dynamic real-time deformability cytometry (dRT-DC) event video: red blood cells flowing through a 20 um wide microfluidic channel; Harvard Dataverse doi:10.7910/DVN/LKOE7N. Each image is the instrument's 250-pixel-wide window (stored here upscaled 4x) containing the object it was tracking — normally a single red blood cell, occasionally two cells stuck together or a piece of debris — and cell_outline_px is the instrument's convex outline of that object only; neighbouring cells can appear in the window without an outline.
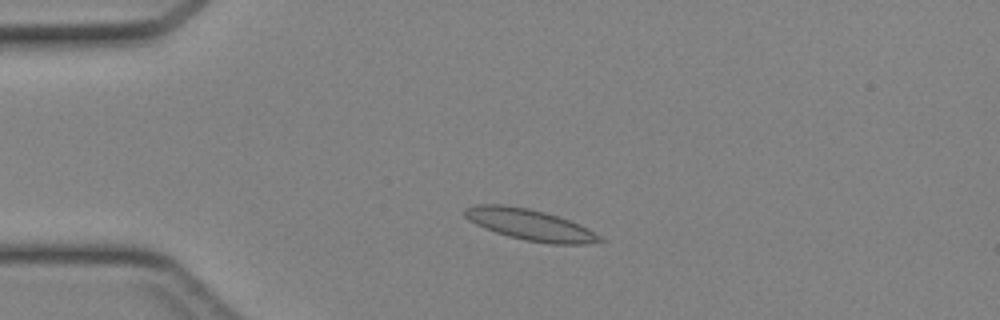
{"species": "Egyptian fruit bat (a non-hibernating species)", "species_latin": "Rousettus aegyptiacus", "temperature_condition": "cold", "stored_images_in_passage": 42, "camera_frame_rate_fps": 3000, "um_per_image_px": 0.085, "animal": {"sex": "female"}, "frame": {"image": 1, "passage_image": 8, "time_ms": 2.333, "image_size_px": [1000, 320], "cell_outline_px": [[604, 240], [584, 244], [552, 244], [524, 240], [508, 236], [496, 232], [476, 224], [468, 220], [464, 216], [464, 208], [476, 204], [504, 204], [528, 208], [544, 212], [580, 224], [588, 228], [600, 236]], "centroid_in_image_um": [45.01, 19.09], "position_along_channel_um": 40.0, "area_um2": 24.33}}
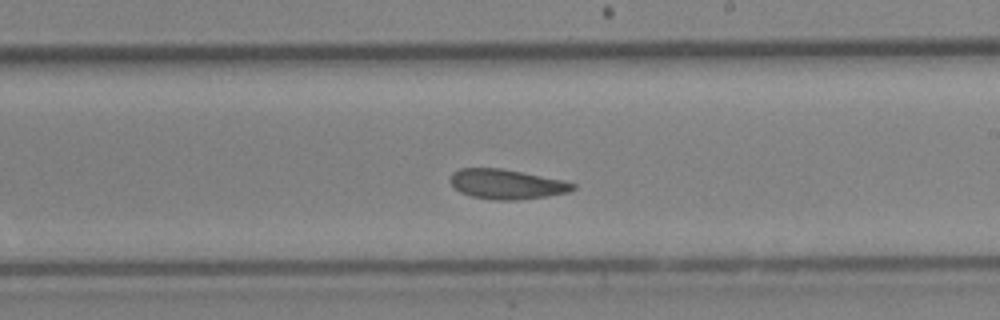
{"frame": {"image": 2, "passage_image": 24, "time_ms": 7.667, "image_size_px": [1000, 320], "cell_outline_px": [[576, 188], [568, 192], [544, 196], [516, 200], [496, 200], [472, 196], [460, 192], [452, 184], [452, 172], [460, 168], [500, 168], [564, 180], [576, 184]], "centroid_in_image_um": [43.08, 15.65], "position_along_channel_um": 245.9, "area_um2": 20.98}}
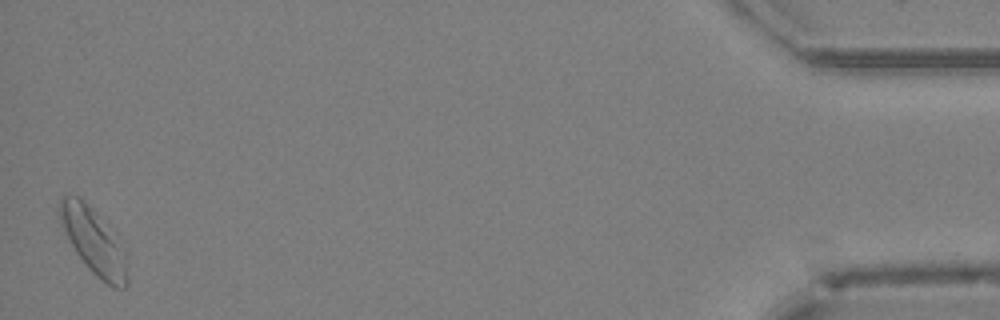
{"frame": {"image": 3, "passage_image": 42, "time_ms": 13.667, "image_size_px": [1000, 320], "cell_outline_px": [[128, 284], [124, 288], [112, 288], [96, 276], [88, 268], [76, 252], [60, 224], [60, 196], [80, 196], [84, 200], [124, 248], [128, 276]], "centroid_in_image_um": [7.96, 20.56], "position_along_channel_um": 427.2, "area_um2": 25.26}}